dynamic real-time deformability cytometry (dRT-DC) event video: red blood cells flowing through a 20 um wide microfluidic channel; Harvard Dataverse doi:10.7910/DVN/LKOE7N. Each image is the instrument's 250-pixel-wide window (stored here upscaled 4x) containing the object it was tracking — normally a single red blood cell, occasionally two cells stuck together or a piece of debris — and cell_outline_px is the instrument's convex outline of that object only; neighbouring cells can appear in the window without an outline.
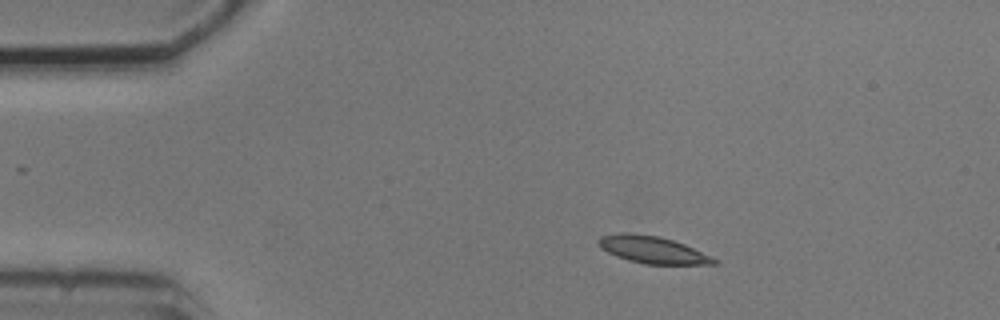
{"species": "common noctule bat (a hibernating species)", "species_latin": "Nyctalus noctula", "temperature_condition": "cold", "stored_images_in_passage": 4, "camera_frame_rate_fps": 3000, "um_per_image_px": 0.085, "animal": {"sex": "male", "body_mass_g": 20.5, "forearm_length_mm": 52.5}, "frame": {"image": 1, "passage_image": 1, "time_ms": 0.0, "image_size_px": [1000, 320], "cell_outline_px": [[720, 264], [644, 264], [628, 260], [608, 252], [600, 248], [596, 240], [600, 236], [620, 232], [628, 232], [660, 236], [684, 244], [712, 256], [720, 260]], "centroid_in_image_um": [55.47, 21.22], "position_along_channel_um": 29.5, "area_um2": 18.44}}
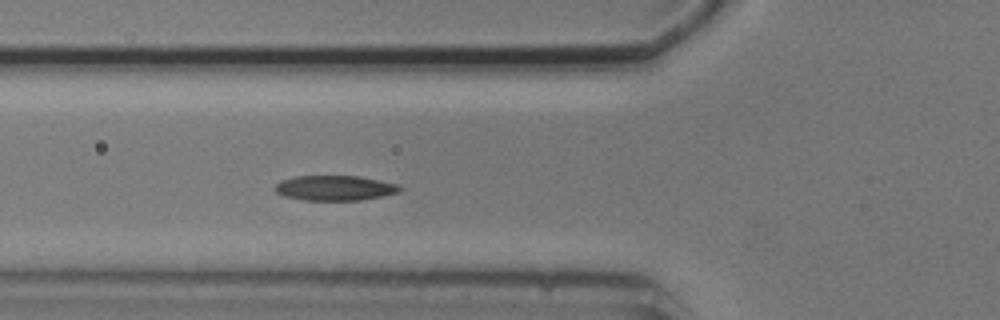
{"frame": {"image": 2, "passage_image": 4, "time_ms": 3.333, "image_size_px": [1000, 320], "cell_outline_px": [[404, 188], [400, 192], [360, 200], [304, 200], [284, 196], [276, 192], [272, 188], [280, 180], [296, 176], [356, 176], [396, 184]], "centroid_in_image_um": [28.41, 15.98], "position_along_channel_um": 97.4, "area_um2": 18.09}}